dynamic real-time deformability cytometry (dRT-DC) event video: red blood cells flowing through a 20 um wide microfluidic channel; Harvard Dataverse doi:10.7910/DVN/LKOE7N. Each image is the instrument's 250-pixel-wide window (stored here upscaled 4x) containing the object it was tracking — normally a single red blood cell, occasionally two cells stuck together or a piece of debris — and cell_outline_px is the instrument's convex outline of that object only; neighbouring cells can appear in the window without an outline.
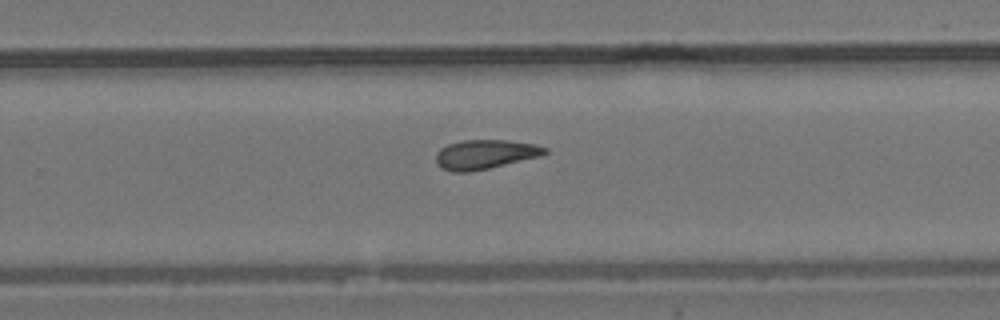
{"species": "common noctule bat (a hibernating species)", "species_latin": "Nyctalus noctula", "temperature_condition": "room temperature", "stored_images_in_passage": 11, "segment_of_instrument_passage": [1, 2], "camera_frame_rate_fps": 3000, "um_per_image_px": 0.085, "animal": {"sex": "male", "body_mass_g": 19.2, "forearm_length_mm": 51.8}, "frame": {"image": 1, "passage_image": 10, "time_ms": 11.0, "image_size_px": [1000, 320], "cell_outline_px": [[548, 152], [540, 156], [488, 168], [468, 172], [452, 172], [440, 168], [436, 160], [436, 152], [440, 148], [448, 144], [460, 140], [504, 140], [536, 144], [548, 148]], "centroid_in_image_um": [41.2, 13.11], "position_along_channel_um": 288.6, "area_um2": 18.61}}